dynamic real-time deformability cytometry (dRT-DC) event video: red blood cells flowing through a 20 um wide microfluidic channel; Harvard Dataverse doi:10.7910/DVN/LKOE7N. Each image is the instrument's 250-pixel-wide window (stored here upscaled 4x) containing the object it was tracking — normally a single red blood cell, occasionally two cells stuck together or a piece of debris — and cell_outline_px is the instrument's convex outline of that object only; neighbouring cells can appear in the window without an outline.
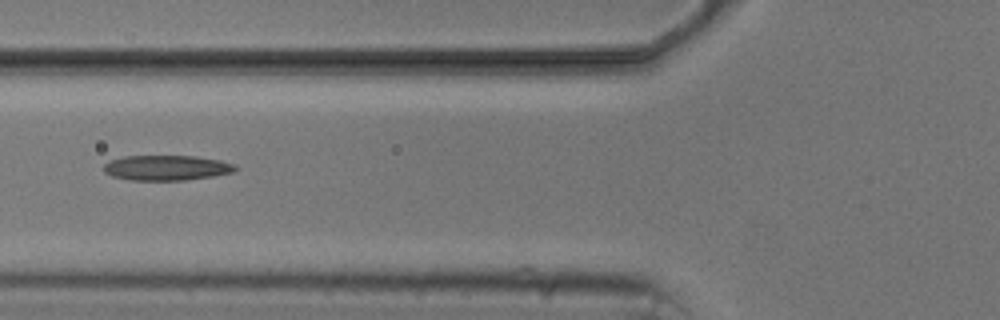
{"species": "common noctule bat (a hibernating species)", "species_latin": "Nyctalus noctula", "temperature_condition": "cold", "stored_images_in_passage": 8, "camera_frame_rate_fps": 3000, "um_per_image_px": 0.085, "animal": {"sex": "male", "body_mass_g": 20.5, "forearm_length_mm": 52.5}, "frame": {"image": 1, "passage_image": 5, "time_ms": 5.667, "image_size_px": [1000, 320], "cell_outline_px": [[236, 168], [232, 172], [212, 176], [184, 180], [132, 180], [112, 176], [104, 172], [104, 164], [112, 160], [124, 156], [196, 156], [220, 160], [236, 164]], "centroid_in_image_um": [14.16, 14.26], "position_along_channel_um": 111.6, "area_um2": 19.13}}
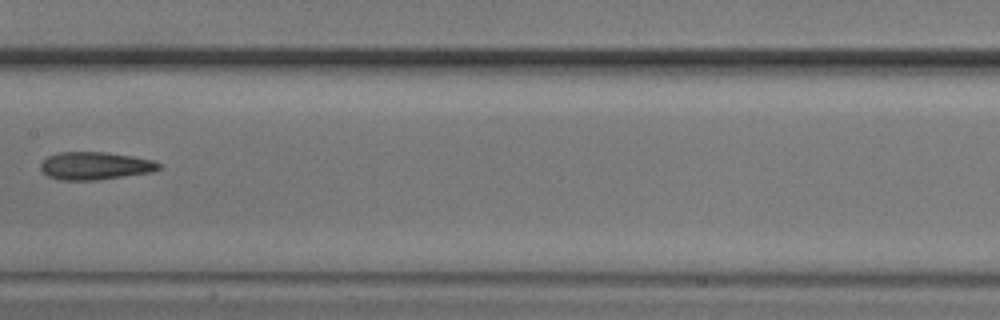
{"frame": {"image": 2, "passage_image": 7, "time_ms": 8.0, "image_size_px": [1000, 320], "cell_outline_px": [[164, 168], [152, 172], [96, 180], [60, 180], [48, 176], [40, 168], [40, 164], [48, 156], [60, 152], [108, 152], [132, 156], [152, 160], [164, 164]], "centroid_in_image_um": [8.14, 14.09], "position_along_channel_um": 199.3, "area_um2": 19.25}}
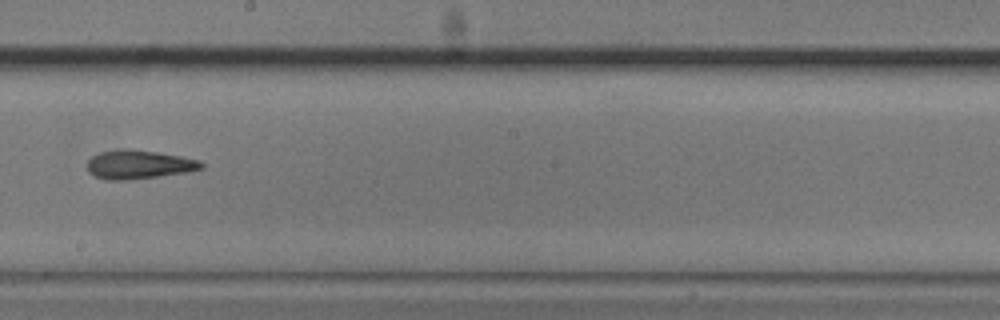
{"frame": {"image": 3, "passage_image": 8, "time_ms": 9.0, "image_size_px": [1000, 320], "cell_outline_px": [[204, 168], [188, 172], [124, 180], [108, 180], [96, 176], [88, 172], [88, 160], [92, 156], [100, 152], [116, 148], [132, 148], [180, 156], [200, 160], [204, 164]], "centroid_in_image_um": [11.79, 13.96], "position_along_channel_um": 236.4, "area_um2": 19.19}}